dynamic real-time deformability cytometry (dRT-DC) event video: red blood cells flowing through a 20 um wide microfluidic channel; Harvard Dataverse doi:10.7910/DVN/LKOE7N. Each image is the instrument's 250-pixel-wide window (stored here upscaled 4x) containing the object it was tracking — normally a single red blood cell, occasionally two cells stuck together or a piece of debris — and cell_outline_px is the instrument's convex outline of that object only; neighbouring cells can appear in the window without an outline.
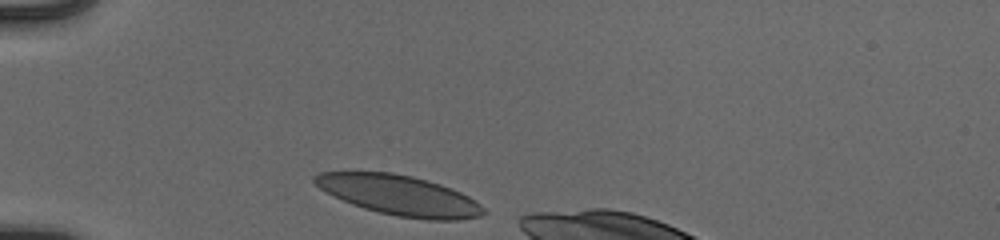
{"species": "human", "species_latin": "Homo sapiens", "temperature_condition": "cold", "stored_images_in_passage": 31, "camera_frame_rate_fps": 3000, "um_per_image_px": 0.085, "donor": {"sex": "male"}, "frame": {"image": 1, "passage_image": 1, "time_ms": 0.0, "image_size_px": [1000, 240], "cell_outline_px": [[488, 212], [480, 216], [460, 220], [428, 220], [396, 216], [364, 208], [352, 204], [320, 188], [312, 180], [312, 176], [320, 172], [392, 172], [412, 176], [440, 184], [460, 192], [468, 196], [480, 204]], "centroid_in_image_um": [33.97, 16.6], "position_along_channel_um": 51.0, "area_um2": 39.13}}
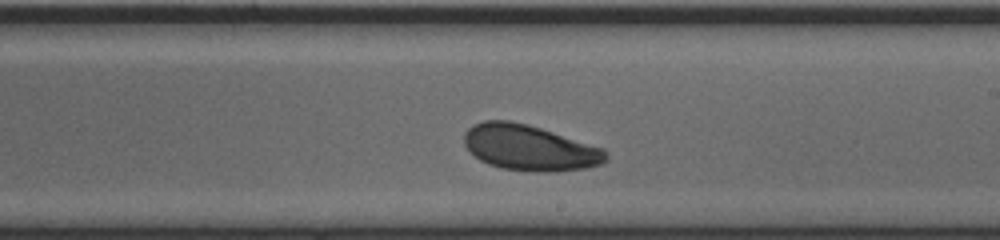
{"frame": {"image": 2, "passage_image": 18, "time_ms": 5.667, "image_size_px": [1000, 240], "cell_outline_px": [[608, 160], [604, 164], [584, 168], [556, 172], [532, 172], [500, 168], [488, 164], [480, 160], [464, 144], [464, 132], [472, 124], [484, 120], [508, 120], [528, 124], [604, 148], [608, 152]], "centroid_in_image_um": [45.04, 12.56], "position_along_channel_um": 244.0, "area_um2": 38.09}}
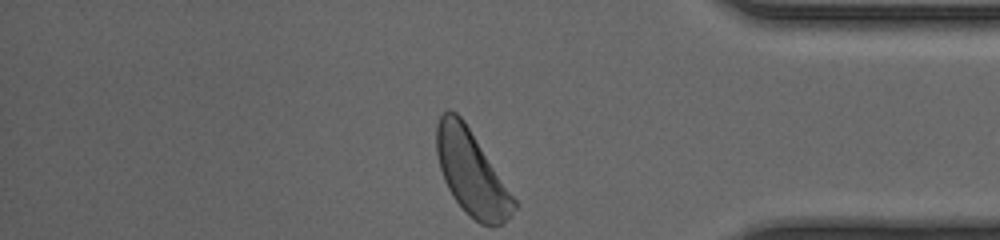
{"frame": {"image": 3, "passage_image": 31, "time_ms": 10.0, "image_size_px": [1000, 240], "cell_outline_px": [[516, 208], [500, 224], [480, 224], [452, 196], [444, 180], [440, 168], [436, 152], [436, 124], [440, 116], [448, 108], [456, 112], [464, 120], [516, 200]], "centroid_in_image_um": [40.04, 14.62], "position_along_channel_um": 395.2, "area_um2": 37.22}, "authors_computed_cell_mechanics": {"area_um2": 38.2058, "velocity_mm_per_s": 3.8743, "shape_relaxation_time_tau1_ms": 1.8527, "shape_relaxation_time_tau2_ms": null, "deformation_change_tau1": 0.071, "deformation_change_tau2": null}}